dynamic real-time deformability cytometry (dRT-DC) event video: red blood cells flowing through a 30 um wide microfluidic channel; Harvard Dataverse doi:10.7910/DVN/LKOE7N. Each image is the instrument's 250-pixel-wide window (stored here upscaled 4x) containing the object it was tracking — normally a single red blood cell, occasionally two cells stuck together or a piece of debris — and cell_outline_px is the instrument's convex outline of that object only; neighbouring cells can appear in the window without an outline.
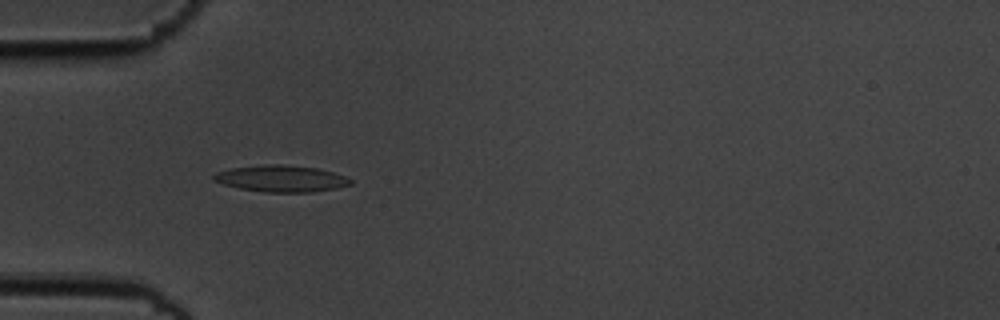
{"species": "common noctule bat (a hibernating species)", "species_latin": "Nyctalus noctula", "temperature_condition": "cold", "stored_images_in_passage": 54, "camera_frame_rate_fps": 3000, "um_per_image_px": 0.085, "animal": {"sex": "male", "body_mass_g": 19.5, "forearm_length_mm": 54.6}, "frame": {"image": 1, "passage_image": 16, "time_ms": 5.0, "image_size_px": [1000, 320], "cell_outline_px": [[352, 184], [336, 188], [312, 192], [264, 192], [240, 188], [224, 184], [212, 180], [212, 176], [216, 172], [232, 168], [264, 164], [284, 164], [316, 168], [332, 172], [344, 176], [352, 180]], "centroid_in_image_um": [23.89, 15.17], "position_along_channel_um": 61.1, "area_um2": 21.1}}
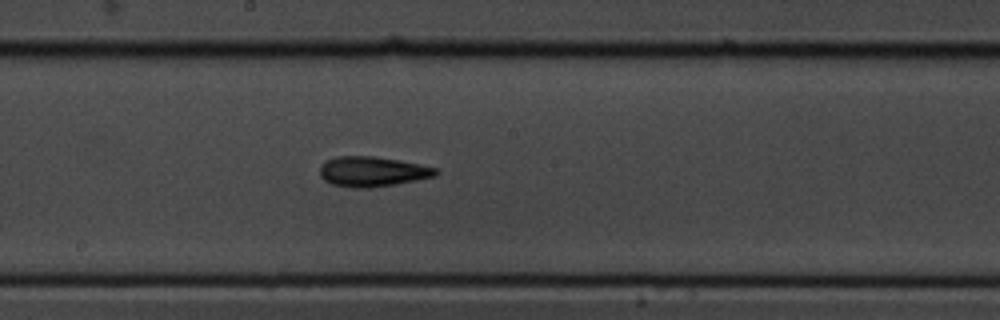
{"frame": {"image": 2, "passage_image": 29, "time_ms": 9.333, "image_size_px": [1000, 320], "cell_outline_px": [[440, 172], [436, 176], [396, 184], [368, 188], [356, 188], [332, 184], [324, 180], [320, 176], [320, 164], [324, 160], [336, 156], [372, 156], [396, 160], [440, 168]], "centroid_in_image_um": [31.64, 14.58], "position_along_channel_um": 216.6, "area_um2": 20.4}}
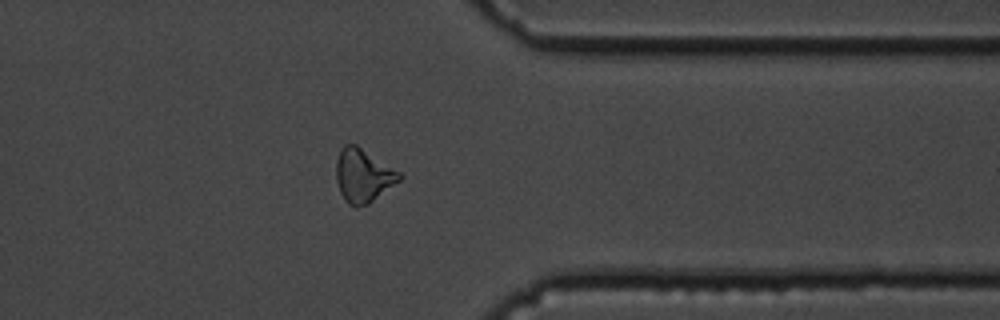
{"frame": {"image": 3, "passage_image": 43, "time_ms": 14.0, "image_size_px": [1000, 320], "cell_outline_px": [[404, 176], [400, 180], [368, 204], [356, 208], [348, 204], [344, 200], [340, 192], [336, 180], [336, 160], [340, 148], [344, 144], [356, 144], [400, 172]], "centroid_in_image_um": [30.84, 14.92], "position_along_channel_um": 380.6, "area_um2": 19.77}, "authors_computed_cell_mechanics": {"area_um2": 19.3052, "velocity_mm_per_s": 3.6657, "shape_relaxation_time_tau1_ms": 9.5657, "shape_relaxation_time_tau2_ms": 2.3055, "deformation_change_tau1": 0.2325, "deformation_change_tau2": 0.0984}}